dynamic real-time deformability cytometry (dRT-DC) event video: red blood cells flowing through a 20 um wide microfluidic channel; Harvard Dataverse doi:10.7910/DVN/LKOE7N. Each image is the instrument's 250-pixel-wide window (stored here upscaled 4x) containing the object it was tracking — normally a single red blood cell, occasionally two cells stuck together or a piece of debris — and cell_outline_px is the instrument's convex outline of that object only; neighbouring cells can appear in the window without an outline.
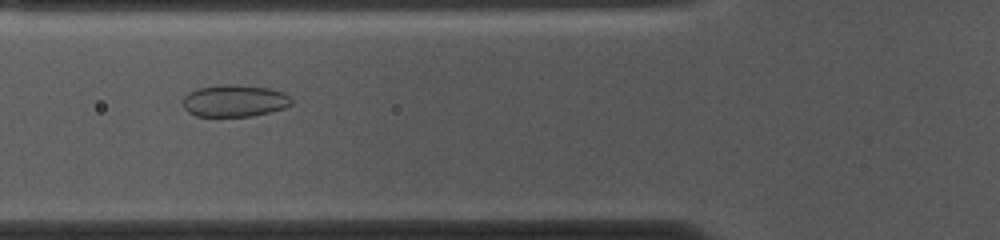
{"species": "common noctule bat (a hibernating species)", "species_latin": "Nyctalus noctula", "temperature_condition": "cold", "stored_images_in_passage": 53, "camera_frame_rate_fps": 3000, "um_per_image_px": 0.085, "animal": {"sex": "female", "body_mass_g": 10.0, "forearm_length_mm": 53.1}, "frame": {"image": 1, "passage_image": 18, "time_ms": 5.667, "image_size_px": [1000, 240], "cell_outline_px": [[292, 104], [284, 108], [252, 116], [196, 116], [188, 112], [184, 108], [184, 96], [188, 92], [200, 88], [220, 84], [236, 84], [268, 88], [284, 92], [292, 100]], "centroid_in_image_um": [19.93, 8.56], "position_along_channel_um": 105.9, "area_um2": 20.23}}
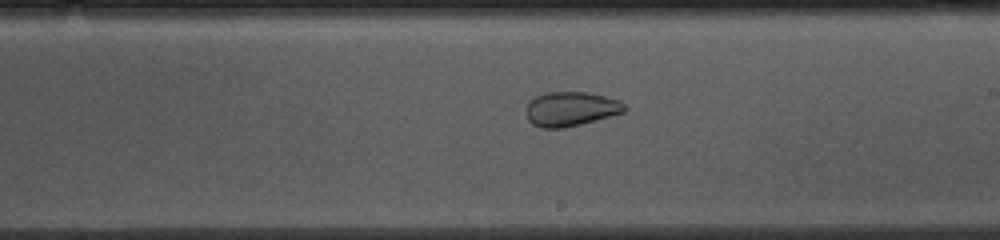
{"frame": {"image": 2, "passage_image": 29, "time_ms": 9.333, "image_size_px": [1000, 240], "cell_outline_px": [[628, 108], [624, 112], [580, 124], [564, 128], [540, 128], [532, 124], [528, 120], [524, 112], [528, 100], [536, 96], [548, 92], [588, 92], [620, 100]], "centroid_in_image_um": [48.47, 9.26], "position_along_channel_um": 240.5, "area_um2": 19.94}}
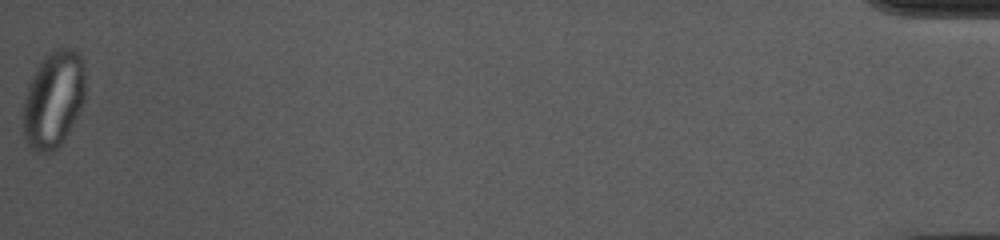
{"frame": {"image": 3, "passage_image": 53, "time_ms": 17.333, "image_size_px": [1000, 240], "cell_outline_px": [[84, 100], [64, 140], [52, 152], [36, 152], [24, 140], [24, 96], [28, 84], [36, 68], [44, 56], [52, 48], [72, 48], [84, 60]], "centroid_in_image_um": [4.54, 8.41], "position_along_channel_um": 430.7, "area_um2": 35.03}}